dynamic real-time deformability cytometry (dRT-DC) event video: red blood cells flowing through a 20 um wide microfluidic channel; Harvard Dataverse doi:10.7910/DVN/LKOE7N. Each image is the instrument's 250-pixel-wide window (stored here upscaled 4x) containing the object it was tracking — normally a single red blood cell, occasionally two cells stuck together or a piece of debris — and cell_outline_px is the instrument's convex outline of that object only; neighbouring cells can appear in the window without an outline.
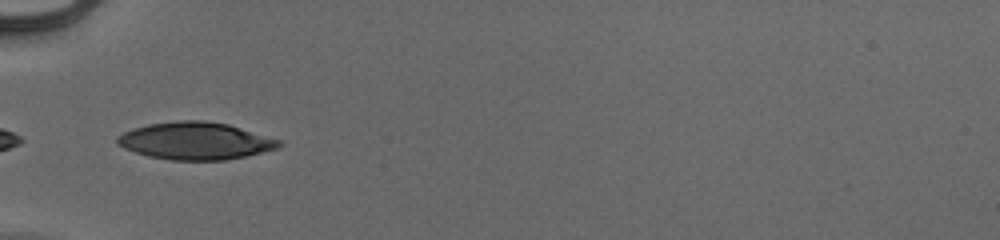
{"species": "human", "species_latin": "Homo sapiens", "temperature_condition": "cold", "stored_images_in_passage": 35, "camera_frame_rate_fps": 3000, "um_per_image_px": 0.085, "donor": {"sex": "male"}, "frame": {"image": 1, "passage_image": 1, "time_ms": 0.0, "image_size_px": [1000, 240], "cell_outline_px": [[284, 144], [280, 148], [244, 156], [224, 160], [168, 160], [148, 156], [124, 148], [116, 144], [116, 136], [132, 128], [148, 124], [176, 120], [204, 120], [228, 124], [284, 140]], "centroid_in_image_um": [16.64, 11.97], "position_along_channel_um": 68.4, "area_um2": 35.6}}
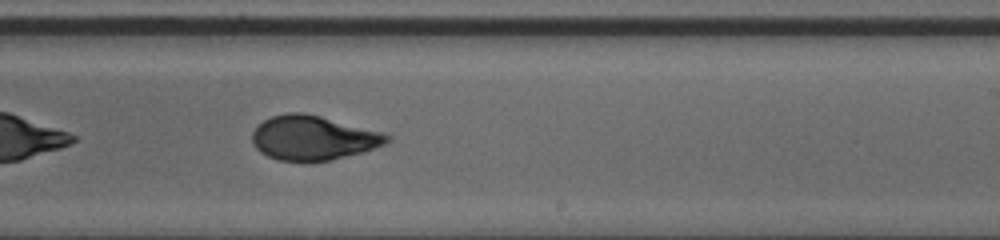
{"frame": {"image": 2, "passage_image": 16, "time_ms": 5.0, "image_size_px": [1000, 240], "cell_outline_px": [[392, 140], [388, 144], [364, 152], [332, 160], [276, 160], [260, 152], [252, 144], [252, 132], [264, 120], [272, 116], [284, 112], [304, 112], [384, 132], [392, 136]], "centroid_in_image_um": [26.67, 11.71], "position_along_channel_um": 262.3, "area_um2": 35.08}}
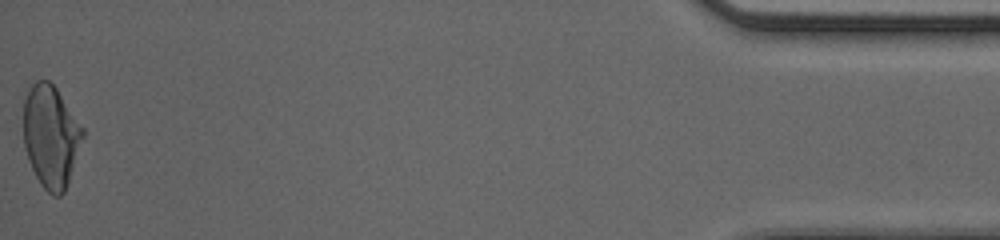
{"frame": {"image": 3, "passage_image": 35, "time_ms": 11.333, "image_size_px": [1000, 240], "cell_outline_px": [[84, 136], [64, 192], [60, 196], [52, 196], [40, 184], [32, 168], [24, 144], [24, 100], [32, 84], [36, 80], [48, 80], [56, 88], [84, 128]], "centroid_in_image_um": [4.33, 11.58], "position_along_channel_um": 430.9, "area_um2": 34.97}, "authors_computed_cell_mechanics": {"area_um2": 34.969, "velocity_mm_per_s": 3.9596, "shape_relaxation_time_tau1_ms": 5.6227, "shape_relaxation_time_tau2_ms": 0.9304, "deformation_change_tau1": 0.1805, "deformation_change_tau2": 0.0519}}